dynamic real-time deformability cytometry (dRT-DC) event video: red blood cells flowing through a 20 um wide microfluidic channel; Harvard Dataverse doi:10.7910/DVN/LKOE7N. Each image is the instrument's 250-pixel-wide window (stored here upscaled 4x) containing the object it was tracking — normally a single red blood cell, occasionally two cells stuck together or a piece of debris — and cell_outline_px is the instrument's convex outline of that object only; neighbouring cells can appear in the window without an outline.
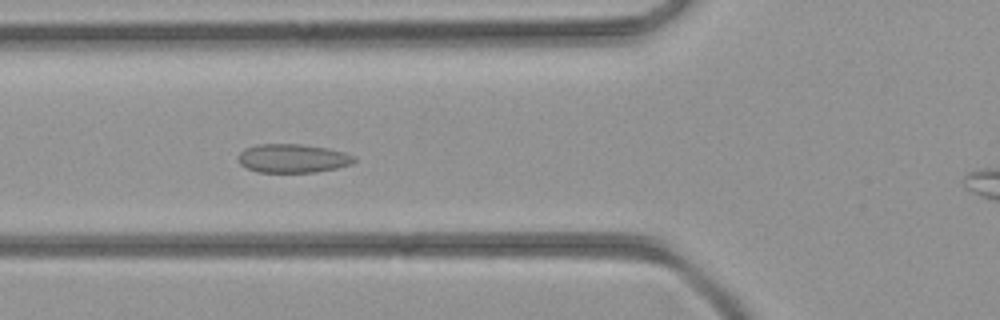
{"species": "common noctule bat (a hibernating species)", "species_latin": "Nyctalus noctula", "temperature_condition": "room temperature", "stored_images_in_passage": 37, "camera_frame_rate_fps": 3000, "um_per_image_px": 0.085, "animal": {"sex": "female", "body_mass_g": 21.9}, "frame": {"image": 1, "passage_image": 13, "time_ms": 4.0, "image_size_px": [1000, 320], "cell_outline_px": [[356, 160], [352, 164], [336, 168], [316, 172], [256, 172], [240, 164], [236, 160], [236, 156], [244, 148], [256, 144], [300, 144], [328, 148], [344, 152], [356, 156]], "centroid_in_image_um": [24.86, 13.45], "position_along_channel_um": 100.9, "area_um2": 19.65}}
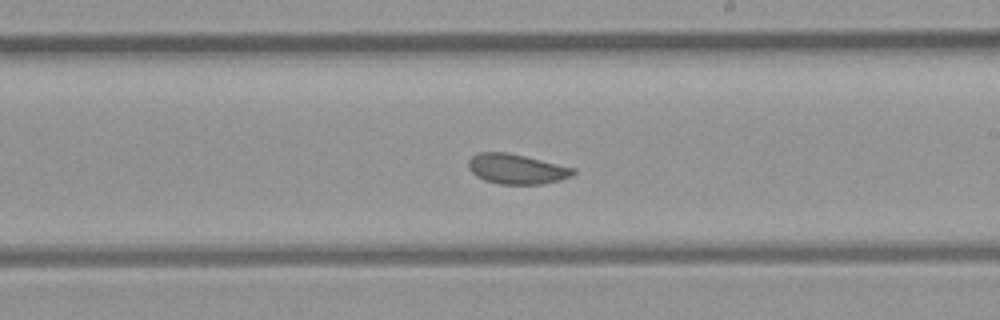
{"frame": {"image": 2, "passage_image": 22, "time_ms": 7.0, "image_size_px": [1000, 320], "cell_outline_px": [[576, 172], [572, 176], [560, 180], [540, 184], [500, 184], [484, 180], [476, 176], [468, 168], [468, 160], [472, 156], [480, 152], [508, 152], [576, 168]], "centroid_in_image_um": [43.91, 14.36], "position_along_channel_um": 245.1, "area_um2": 18.38}}
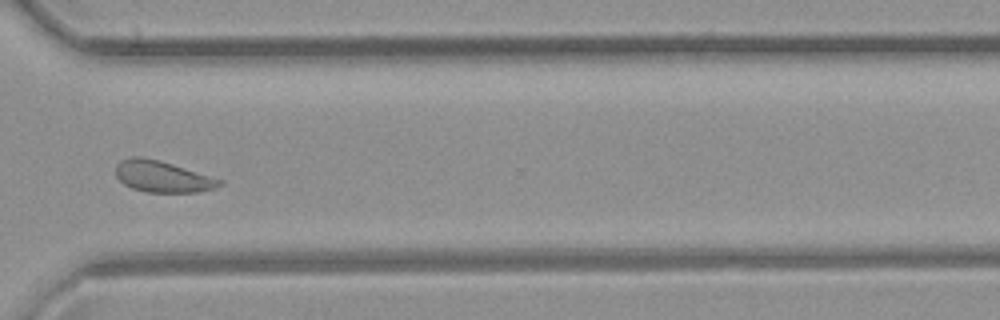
{"frame": {"image": 3, "passage_image": 29, "time_ms": 9.333, "image_size_px": [1000, 320], "cell_outline_px": [[224, 184], [200, 192], [148, 192], [132, 188], [124, 184], [116, 176], [116, 164], [120, 160], [132, 156], [144, 156], [160, 160], [224, 180]], "centroid_in_image_um": [13.8, 14.99], "position_along_channel_um": 356.8, "area_um2": 19.07}}